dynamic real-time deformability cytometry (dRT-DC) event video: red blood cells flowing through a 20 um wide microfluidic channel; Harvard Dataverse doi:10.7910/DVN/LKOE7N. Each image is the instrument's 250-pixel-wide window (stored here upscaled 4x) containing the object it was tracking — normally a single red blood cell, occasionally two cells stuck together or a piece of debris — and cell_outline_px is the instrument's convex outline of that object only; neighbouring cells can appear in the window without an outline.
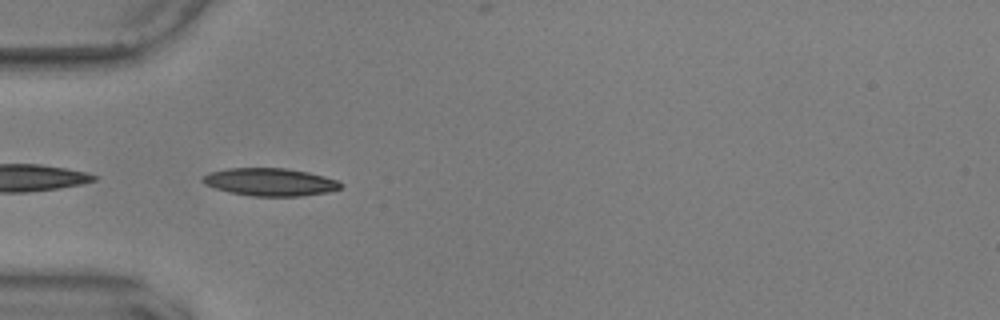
{"species": "common noctule bat (a hibernating species)", "species_latin": "Nyctalus noctula", "temperature_condition": "warm", "stored_images_in_passage": 38, "camera_frame_rate_fps": 3000, "um_per_image_px": 0.085, "animal": {"sex": "male", "body_mass_g": 17.9, "forearm_length_mm": 54.2}, "frame": {"image": 1, "passage_image": 1, "time_ms": 0.0, "image_size_px": [1000, 320], "cell_outline_px": [[340, 188], [324, 192], [292, 196], [260, 196], [236, 192], [220, 188], [208, 184], [204, 180], [204, 176], [212, 172], [236, 168], [280, 168], [304, 172], [336, 180], [340, 184]], "centroid_in_image_um": [22.99, 15.46], "position_along_channel_um": 62.0, "area_um2": 20.75}}
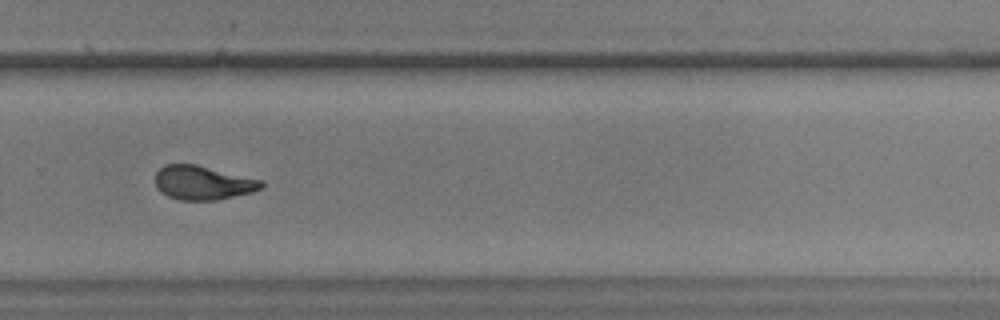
{"frame": {"image": 2, "passage_image": 22, "time_ms": 7.0, "image_size_px": [1000, 320], "cell_outline_px": [[264, 184], [260, 188], [248, 192], [212, 200], [184, 200], [172, 196], [164, 192], [156, 184], [156, 172], [160, 168], [168, 164], [192, 164], [260, 180]], "centroid_in_image_um": [17.2, 15.52], "position_along_channel_um": 312.6, "area_um2": 19.83}}
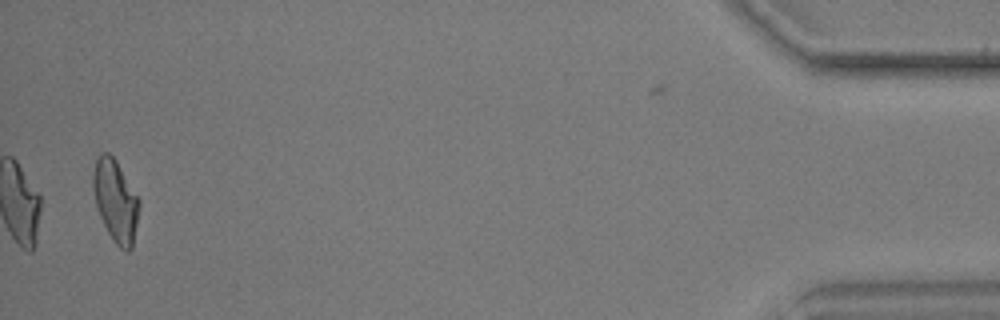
{"frame": {"image": 3, "passage_image": 38, "time_ms": 12.333, "image_size_px": [1000, 320], "cell_outline_px": [[136, 220], [132, 244], [128, 248], [120, 244], [112, 236], [104, 224], [96, 204], [96, 160], [104, 152], [108, 152], [112, 156], [136, 196]], "centroid_in_image_um": [9.81, 17.02], "position_along_channel_um": 425.4, "area_um2": 19.19}, "authors_computed_cell_mechanics": {"area_um2": 19.6809, "velocity_mm_per_s": 3.6177, "shape_relaxation_time_tau1_ms": 7.9996, "shape_relaxation_time_tau2_ms": 1.8567, "deformation_change_tau1": 0.2113, "deformation_change_tau2": 0.077}}